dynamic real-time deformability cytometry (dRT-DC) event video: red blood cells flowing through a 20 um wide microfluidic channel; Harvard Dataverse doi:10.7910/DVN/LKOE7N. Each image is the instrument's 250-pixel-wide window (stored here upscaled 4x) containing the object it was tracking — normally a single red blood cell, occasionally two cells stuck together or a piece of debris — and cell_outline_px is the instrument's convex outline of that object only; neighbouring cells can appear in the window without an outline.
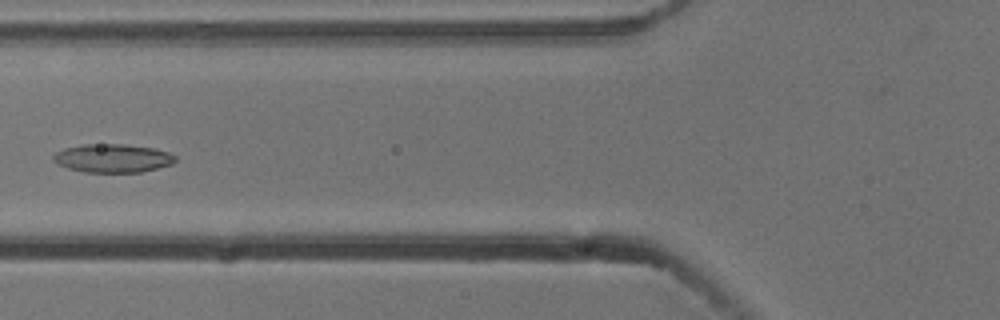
{"species": "common noctule bat (a hibernating species)", "species_latin": "Nyctalus noctula", "temperature_condition": "cold", "stored_images_in_passage": 6, "camera_frame_rate_fps": 3000, "um_per_image_px": 0.085, "animal": {"sex": "male", "body_mass_g": 13.3}, "frame": {"image": 1, "passage_image": 6, "time_ms": 1.667, "image_size_px": [1000, 320], "cell_outline_px": [[176, 160], [172, 164], [140, 172], [84, 172], [68, 168], [56, 164], [52, 160], [52, 156], [56, 152], [64, 148], [84, 144], [124, 144], [152, 148], [168, 152], [176, 156]], "centroid_in_image_um": [9.54, 13.45], "position_along_channel_um": 116.3, "area_um2": 20.23}}